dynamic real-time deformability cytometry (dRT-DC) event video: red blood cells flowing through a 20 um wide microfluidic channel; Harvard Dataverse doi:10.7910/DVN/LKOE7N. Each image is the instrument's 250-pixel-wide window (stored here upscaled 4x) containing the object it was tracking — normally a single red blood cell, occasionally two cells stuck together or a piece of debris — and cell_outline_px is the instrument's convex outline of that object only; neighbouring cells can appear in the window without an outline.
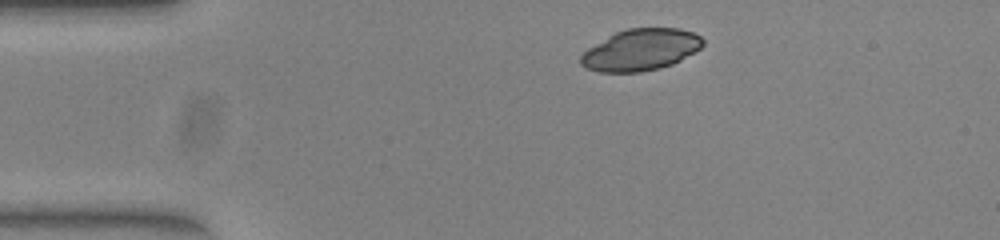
{"species": "common noctule bat (a hibernating species)", "species_latin": "Nyctalus noctula", "temperature_condition": "warm", "stored_images_in_passage": 43, "camera_frame_rate_fps": 3000, "um_per_image_px": 0.085, "animal": {"sex": "female", "body_mass_g": 23.0, "forearm_length_mm": 53.4}, "frame": {"image": 1, "passage_image": 1, "time_ms": 0.0, "image_size_px": [1000, 240], "cell_outline_px": [[700, 48], [668, 64], [652, 68], [632, 72], [608, 72], [592, 68], [584, 64], [580, 60], [584, 52], [612, 36], [620, 32], [632, 28], [672, 28], [692, 32], [700, 36]], "centroid_in_image_um": [54.48, 4.21], "position_along_channel_um": 30.5, "area_um2": 27.4}}
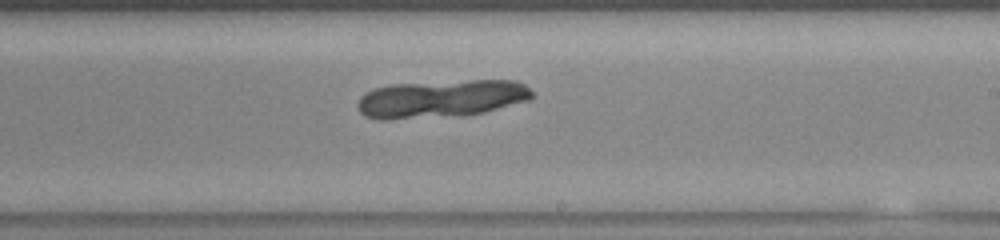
{"frame": {"image": 2, "passage_image": 22, "time_ms": 7.0, "image_size_px": [1000, 240], "cell_outline_px": [[532, 96], [476, 112], [400, 116], [372, 116], [364, 112], [360, 108], [360, 100], [364, 96], [372, 92], [384, 88], [484, 80], [500, 80], [520, 84], [532, 92]], "centroid_in_image_um": [37.6, 8.35], "position_along_channel_um": 251.4, "area_um2": 32.43}}
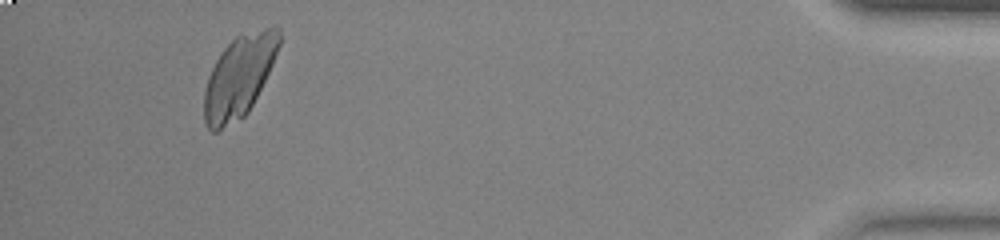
{"frame": {"image": 3, "passage_image": 40, "time_ms": 13.0, "image_size_px": [1000, 240], "cell_outline_px": [[280, 40], [272, 60], [260, 88], [256, 96], [248, 108], [240, 116], [220, 128], [216, 128], [208, 124], [204, 116], [204, 100], [208, 80], [220, 56], [232, 44]], "centroid_in_image_um": [20.13, 6.87], "position_along_channel_um": 415.1, "area_um2": 29.02}}